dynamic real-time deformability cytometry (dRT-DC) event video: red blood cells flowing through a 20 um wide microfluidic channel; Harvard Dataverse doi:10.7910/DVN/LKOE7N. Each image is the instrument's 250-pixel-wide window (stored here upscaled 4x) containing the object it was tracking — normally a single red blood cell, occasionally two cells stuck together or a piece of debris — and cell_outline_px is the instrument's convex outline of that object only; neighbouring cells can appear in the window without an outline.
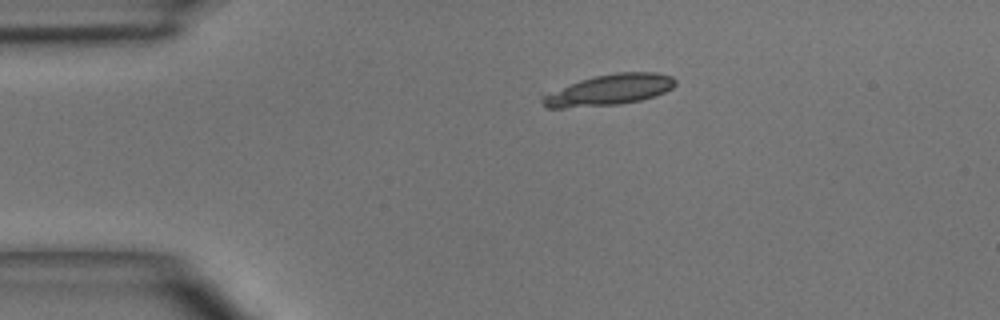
{"species": "common noctule bat (a hibernating species)", "species_latin": "Nyctalus noctula", "temperature_condition": "room temperature", "stored_images_in_passage": 11, "camera_frame_rate_fps": 3000, "um_per_image_px": 0.085, "animal": {"sex": "male", "body_mass_g": 15.6}, "frame": {"image": 1, "passage_image": 1, "time_ms": 0.0, "image_size_px": [1000, 320], "cell_outline_px": [[676, 84], [672, 88], [656, 96], [640, 100], [620, 104], [564, 108], [548, 108], [540, 100], [544, 96], [580, 80], [596, 76], [616, 72], [656, 72], [672, 76], [676, 80]], "centroid_in_image_um": [51.87, 7.64], "position_along_channel_um": 33.1, "area_um2": 23.52}}